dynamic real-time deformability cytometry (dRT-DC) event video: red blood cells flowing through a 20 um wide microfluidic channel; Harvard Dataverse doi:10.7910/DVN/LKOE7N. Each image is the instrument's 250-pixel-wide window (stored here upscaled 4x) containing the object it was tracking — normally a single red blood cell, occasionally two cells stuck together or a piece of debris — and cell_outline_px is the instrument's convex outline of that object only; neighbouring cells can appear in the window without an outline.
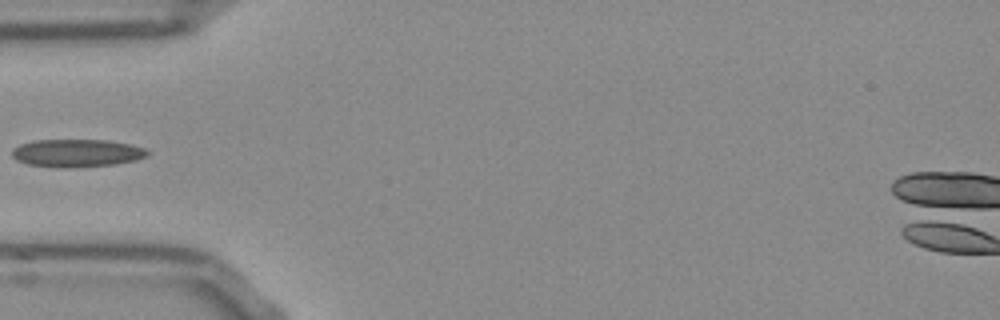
{"species": "Egyptian fruit bat (a non-hibernating species)", "species_latin": "Rousettus aegyptiacus", "temperature_condition": "room temperature", "stored_images_in_passage": 37, "camera_frame_rate_fps": 3000, "um_per_image_px": 0.085, "frame": {"image": 1, "passage_image": 1, "time_ms": 0.0, "image_size_px": [1000, 320], "cell_outline_px": [[152, 152], [148, 156], [136, 160], [116, 164], [68, 168], [60, 168], [28, 164], [16, 160], [12, 156], [12, 148], [20, 144], [32, 140], [108, 140], [132, 144], [144, 148]], "centroid_in_image_um": [6.55, 13.01], "position_along_channel_um": 78.4, "area_um2": 22.25}}
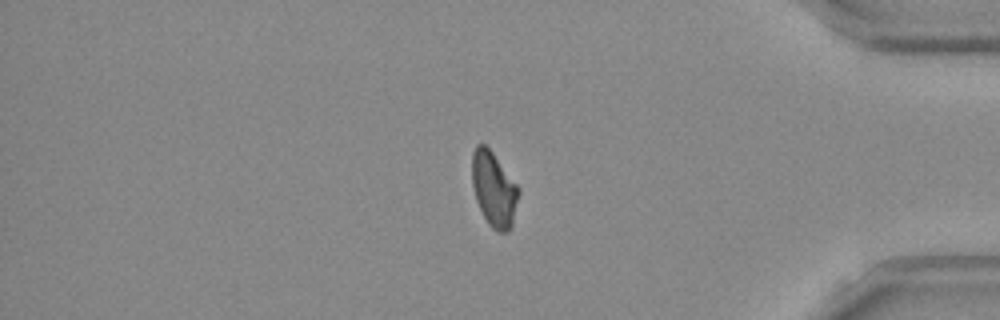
{"frame": {"image": 2, "passage_image": 28, "time_ms": 9.0, "image_size_px": [1000, 320], "cell_outline_px": [[520, 192], [512, 228], [508, 232], [496, 232], [488, 224], [476, 200], [472, 184], [472, 152], [476, 144], [484, 144], [492, 152], [520, 188]], "centroid_in_image_um": [41.99, 16.11], "position_along_channel_um": 393.2, "area_um2": 20.46}}
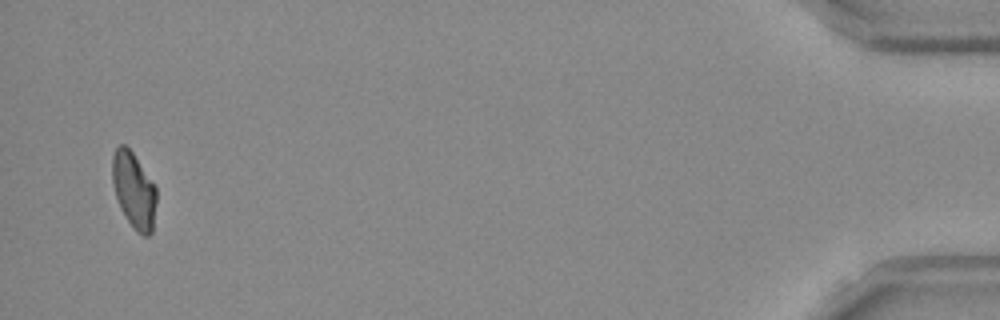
{"frame": {"image": 3, "passage_image": 35, "time_ms": 11.333, "image_size_px": [1000, 320], "cell_outline_px": [[156, 204], [152, 232], [148, 236], [144, 236], [136, 232], [124, 216], [120, 208], [112, 184], [112, 156], [116, 148], [120, 144], [124, 144], [132, 152], [156, 184]], "centroid_in_image_um": [11.38, 16.18], "position_along_channel_um": 423.8, "area_um2": 19.83}}